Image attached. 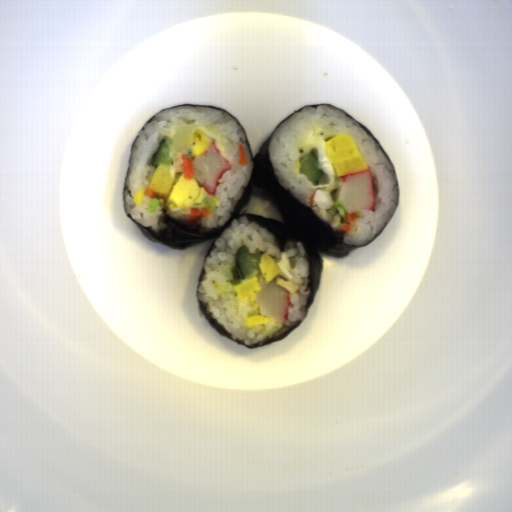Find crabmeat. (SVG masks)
Instances as JSON below:
<instances>
[{
	"label": "crabmeat",
	"mask_w": 512,
	"mask_h": 512,
	"mask_svg": "<svg viewBox=\"0 0 512 512\" xmlns=\"http://www.w3.org/2000/svg\"><path fill=\"white\" fill-rule=\"evenodd\" d=\"M192 162L193 177L210 195L214 194L224 172L233 168L230 161L218 150L214 141L201 156Z\"/></svg>",
	"instance_id": "crabmeat-2"
},
{
	"label": "crabmeat",
	"mask_w": 512,
	"mask_h": 512,
	"mask_svg": "<svg viewBox=\"0 0 512 512\" xmlns=\"http://www.w3.org/2000/svg\"><path fill=\"white\" fill-rule=\"evenodd\" d=\"M256 277L261 287L259 292H255V304L258 306L259 314L267 318H276L281 324L285 323L290 292L277 284L275 275L267 283L260 271Z\"/></svg>",
	"instance_id": "crabmeat-3"
},
{
	"label": "crabmeat",
	"mask_w": 512,
	"mask_h": 512,
	"mask_svg": "<svg viewBox=\"0 0 512 512\" xmlns=\"http://www.w3.org/2000/svg\"><path fill=\"white\" fill-rule=\"evenodd\" d=\"M334 202L340 204L348 214L374 210L376 200L371 170L367 168L339 177Z\"/></svg>",
	"instance_id": "crabmeat-1"
}]
</instances>
